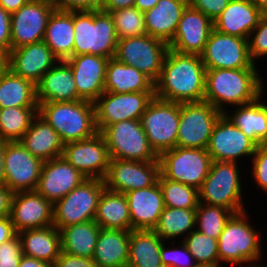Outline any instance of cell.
<instances>
[{
    "mask_svg": "<svg viewBox=\"0 0 267 267\" xmlns=\"http://www.w3.org/2000/svg\"><path fill=\"white\" fill-rule=\"evenodd\" d=\"M118 39L146 35L144 14L135 6L109 12Z\"/></svg>",
    "mask_w": 267,
    "mask_h": 267,
    "instance_id": "44",
    "label": "cell"
},
{
    "mask_svg": "<svg viewBox=\"0 0 267 267\" xmlns=\"http://www.w3.org/2000/svg\"><path fill=\"white\" fill-rule=\"evenodd\" d=\"M105 184L103 179H85L53 204V225L62 228L94 220Z\"/></svg>",
    "mask_w": 267,
    "mask_h": 267,
    "instance_id": "8",
    "label": "cell"
},
{
    "mask_svg": "<svg viewBox=\"0 0 267 267\" xmlns=\"http://www.w3.org/2000/svg\"><path fill=\"white\" fill-rule=\"evenodd\" d=\"M10 218L17 233L53 225V204L36 190L13 193Z\"/></svg>",
    "mask_w": 267,
    "mask_h": 267,
    "instance_id": "21",
    "label": "cell"
},
{
    "mask_svg": "<svg viewBox=\"0 0 267 267\" xmlns=\"http://www.w3.org/2000/svg\"><path fill=\"white\" fill-rule=\"evenodd\" d=\"M263 15L254 0H230L213 22L214 29L223 34L248 39Z\"/></svg>",
    "mask_w": 267,
    "mask_h": 267,
    "instance_id": "26",
    "label": "cell"
},
{
    "mask_svg": "<svg viewBox=\"0 0 267 267\" xmlns=\"http://www.w3.org/2000/svg\"><path fill=\"white\" fill-rule=\"evenodd\" d=\"M196 267H210V266H206V265H197Z\"/></svg>",
    "mask_w": 267,
    "mask_h": 267,
    "instance_id": "63",
    "label": "cell"
},
{
    "mask_svg": "<svg viewBox=\"0 0 267 267\" xmlns=\"http://www.w3.org/2000/svg\"><path fill=\"white\" fill-rule=\"evenodd\" d=\"M53 267H97L92 258L79 257L61 252Z\"/></svg>",
    "mask_w": 267,
    "mask_h": 267,
    "instance_id": "52",
    "label": "cell"
},
{
    "mask_svg": "<svg viewBox=\"0 0 267 267\" xmlns=\"http://www.w3.org/2000/svg\"><path fill=\"white\" fill-rule=\"evenodd\" d=\"M162 240L153 230H131L127 267H164Z\"/></svg>",
    "mask_w": 267,
    "mask_h": 267,
    "instance_id": "36",
    "label": "cell"
},
{
    "mask_svg": "<svg viewBox=\"0 0 267 267\" xmlns=\"http://www.w3.org/2000/svg\"><path fill=\"white\" fill-rule=\"evenodd\" d=\"M263 14H267V0H254Z\"/></svg>",
    "mask_w": 267,
    "mask_h": 267,
    "instance_id": "61",
    "label": "cell"
},
{
    "mask_svg": "<svg viewBox=\"0 0 267 267\" xmlns=\"http://www.w3.org/2000/svg\"><path fill=\"white\" fill-rule=\"evenodd\" d=\"M158 183L163 193L165 207L196 209L199 193L194 187L166 179L159 175Z\"/></svg>",
    "mask_w": 267,
    "mask_h": 267,
    "instance_id": "42",
    "label": "cell"
},
{
    "mask_svg": "<svg viewBox=\"0 0 267 267\" xmlns=\"http://www.w3.org/2000/svg\"><path fill=\"white\" fill-rule=\"evenodd\" d=\"M7 141L0 138V185L4 184L5 171H4V153Z\"/></svg>",
    "mask_w": 267,
    "mask_h": 267,
    "instance_id": "58",
    "label": "cell"
},
{
    "mask_svg": "<svg viewBox=\"0 0 267 267\" xmlns=\"http://www.w3.org/2000/svg\"><path fill=\"white\" fill-rule=\"evenodd\" d=\"M54 7L48 0H30L11 14V50L43 41Z\"/></svg>",
    "mask_w": 267,
    "mask_h": 267,
    "instance_id": "17",
    "label": "cell"
},
{
    "mask_svg": "<svg viewBox=\"0 0 267 267\" xmlns=\"http://www.w3.org/2000/svg\"><path fill=\"white\" fill-rule=\"evenodd\" d=\"M118 38L110 13L101 9L74 11L73 56L115 57Z\"/></svg>",
    "mask_w": 267,
    "mask_h": 267,
    "instance_id": "4",
    "label": "cell"
},
{
    "mask_svg": "<svg viewBox=\"0 0 267 267\" xmlns=\"http://www.w3.org/2000/svg\"><path fill=\"white\" fill-rule=\"evenodd\" d=\"M206 69L257 68L249 55L248 39L213 29L200 55Z\"/></svg>",
    "mask_w": 267,
    "mask_h": 267,
    "instance_id": "14",
    "label": "cell"
},
{
    "mask_svg": "<svg viewBox=\"0 0 267 267\" xmlns=\"http://www.w3.org/2000/svg\"><path fill=\"white\" fill-rule=\"evenodd\" d=\"M43 161L33 156L20 141L7 142L4 153V184L13 192L36 190Z\"/></svg>",
    "mask_w": 267,
    "mask_h": 267,
    "instance_id": "18",
    "label": "cell"
},
{
    "mask_svg": "<svg viewBox=\"0 0 267 267\" xmlns=\"http://www.w3.org/2000/svg\"><path fill=\"white\" fill-rule=\"evenodd\" d=\"M22 254L54 265L62 252L61 233L54 225L18 233Z\"/></svg>",
    "mask_w": 267,
    "mask_h": 267,
    "instance_id": "30",
    "label": "cell"
},
{
    "mask_svg": "<svg viewBox=\"0 0 267 267\" xmlns=\"http://www.w3.org/2000/svg\"><path fill=\"white\" fill-rule=\"evenodd\" d=\"M180 103L154 98L140 118L149 144L159 156L177 145Z\"/></svg>",
    "mask_w": 267,
    "mask_h": 267,
    "instance_id": "9",
    "label": "cell"
},
{
    "mask_svg": "<svg viewBox=\"0 0 267 267\" xmlns=\"http://www.w3.org/2000/svg\"><path fill=\"white\" fill-rule=\"evenodd\" d=\"M247 218V211H243L233 214L226 222L218 238L219 267L222 262L233 267L261 260V233Z\"/></svg>",
    "mask_w": 267,
    "mask_h": 267,
    "instance_id": "5",
    "label": "cell"
},
{
    "mask_svg": "<svg viewBox=\"0 0 267 267\" xmlns=\"http://www.w3.org/2000/svg\"><path fill=\"white\" fill-rule=\"evenodd\" d=\"M58 61L44 41L12 49L7 55V67L35 85Z\"/></svg>",
    "mask_w": 267,
    "mask_h": 267,
    "instance_id": "24",
    "label": "cell"
},
{
    "mask_svg": "<svg viewBox=\"0 0 267 267\" xmlns=\"http://www.w3.org/2000/svg\"><path fill=\"white\" fill-rule=\"evenodd\" d=\"M253 264V265H252ZM257 264V265H256ZM247 265H250V267H267L266 265H259L258 263H256V262H250L249 264L247 263Z\"/></svg>",
    "mask_w": 267,
    "mask_h": 267,
    "instance_id": "62",
    "label": "cell"
},
{
    "mask_svg": "<svg viewBox=\"0 0 267 267\" xmlns=\"http://www.w3.org/2000/svg\"><path fill=\"white\" fill-rule=\"evenodd\" d=\"M18 267H53L50 263L22 254Z\"/></svg>",
    "mask_w": 267,
    "mask_h": 267,
    "instance_id": "56",
    "label": "cell"
},
{
    "mask_svg": "<svg viewBox=\"0 0 267 267\" xmlns=\"http://www.w3.org/2000/svg\"><path fill=\"white\" fill-rule=\"evenodd\" d=\"M230 0H188L191 7L208 16L213 22L228 6Z\"/></svg>",
    "mask_w": 267,
    "mask_h": 267,
    "instance_id": "50",
    "label": "cell"
},
{
    "mask_svg": "<svg viewBox=\"0 0 267 267\" xmlns=\"http://www.w3.org/2000/svg\"><path fill=\"white\" fill-rule=\"evenodd\" d=\"M85 179L82 173L60 156L43 162L36 191L54 204Z\"/></svg>",
    "mask_w": 267,
    "mask_h": 267,
    "instance_id": "22",
    "label": "cell"
},
{
    "mask_svg": "<svg viewBox=\"0 0 267 267\" xmlns=\"http://www.w3.org/2000/svg\"><path fill=\"white\" fill-rule=\"evenodd\" d=\"M94 221L102 229L131 231V218L126 195L105 188L99 199Z\"/></svg>",
    "mask_w": 267,
    "mask_h": 267,
    "instance_id": "35",
    "label": "cell"
},
{
    "mask_svg": "<svg viewBox=\"0 0 267 267\" xmlns=\"http://www.w3.org/2000/svg\"><path fill=\"white\" fill-rule=\"evenodd\" d=\"M160 255L164 267H196L198 265L183 242L180 244V249L179 247L167 248L164 242Z\"/></svg>",
    "mask_w": 267,
    "mask_h": 267,
    "instance_id": "45",
    "label": "cell"
},
{
    "mask_svg": "<svg viewBox=\"0 0 267 267\" xmlns=\"http://www.w3.org/2000/svg\"><path fill=\"white\" fill-rule=\"evenodd\" d=\"M17 234L10 216L0 217V244L13 239Z\"/></svg>",
    "mask_w": 267,
    "mask_h": 267,
    "instance_id": "53",
    "label": "cell"
},
{
    "mask_svg": "<svg viewBox=\"0 0 267 267\" xmlns=\"http://www.w3.org/2000/svg\"><path fill=\"white\" fill-rule=\"evenodd\" d=\"M62 156L87 179H104L111 160L100 132L88 139L65 144Z\"/></svg>",
    "mask_w": 267,
    "mask_h": 267,
    "instance_id": "16",
    "label": "cell"
},
{
    "mask_svg": "<svg viewBox=\"0 0 267 267\" xmlns=\"http://www.w3.org/2000/svg\"><path fill=\"white\" fill-rule=\"evenodd\" d=\"M38 105L36 85L7 68L0 76V109Z\"/></svg>",
    "mask_w": 267,
    "mask_h": 267,
    "instance_id": "37",
    "label": "cell"
},
{
    "mask_svg": "<svg viewBox=\"0 0 267 267\" xmlns=\"http://www.w3.org/2000/svg\"><path fill=\"white\" fill-rule=\"evenodd\" d=\"M135 0H102L100 9L105 12L133 7Z\"/></svg>",
    "mask_w": 267,
    "mask_h": 267,
    "instance_id": "55",
    "label": "cell"
},
{
    "mask_svg": "<svg viewBox=\"0 0 267 267\" xmlns=\"http://www.w3.org/2000/svg\"><path fill=\"white\" fill-rule=\"evenodd\" d=\"M103 135L111 159L130 161H153L158 160L140 120H125L107 126Z\"/></svg>",
    "mask_w": 267,
    "mask_h": 267,
    "instance_id": "10",
    "label": "cell"
},
{
    "mask_svg": "<svg viewBox=\"0 0 267 267\" xmlns=\"http://www.w3.org/2000/svg\"><path fill=\"white\" fill-rule=\"evenodd\" d=\"M160 175L197 190L207 177L212 159L207 149L174 147L158 157Z\"/></svg>",
    "mask_w": 267,
    "mask_h": 267,
    "instance_id": "7",
    "label": "cell"
},
{
    "mask_svg": "<svg viewBox=\"0 0 267 267\" xmlns=\"http://www.w3.org/2000/svg\"><path fill=\"white\" fill-rule=\"evenodd\" d=\"M234 213L223 207L199 203L196 208V229L205 236L217 239Z\"/></svg>",
    "mask_w": 267,
    "mask_h": 267,
    "instance_id": "41",
    "label": "cell"
},
{
    "mask_svg": "<svg viewBox=\"0 0 267 267\" xmlns=\"http://www.w3.org/2000/svg\"><path fill=\"white\" fill-rule=\"evenodd\" d=\"M256 148L257 145L222 114L213 127L207 152L212 161L237 163L241 157H252Z\"/></svg>",
    "mask_w": 267,
    "mask_h": 267,
    "instance_id": "19",
    "label": "cell"
},
{
    "mask_svg": "<svg viewBox=\"0 0 267 267\" xmlns=\"http://www.w3.org/2000/svg\"><path fill=\"white\" fill-rule=\"evenodd\" d=\"M251 161V176L258 187L267 193V143L257 146Z\"/></svg>",
    "mask_w": 267,
    "mask_h": 267,
    "instance_id": "47",
    "label": "cell"
},
{
    "mask_svg": "<svg viewBox=\"0 0 267 267\" xmlns=\"http://www.w3.org/2000/svg\"><path fill=\"white\" fill-rule=\"evenodd\" d=\"M221 115L220 111L206 101L180 103L176 146L207 149L213 127Z\"/></svg>",
    "mask_w": 267,
    "mask_h": 267,
    "instance_id": "12",
    "label": "cell"
},
{
    "mask_svg": "<svg viewBox=\"0 0 267 267\" xmlns=\"http://www.w3.org/2000/svg\"><path fill=\"white\" fill-rule=\"evenodd\" d=\"M43 41L60 61L72 57L74 11L54 10L49 18Z\"/></svg>",
    "mask_w": 267,
    "mask_h": 267,
    "instance_id": "34",
    "label": "cell"
},
{
    "mask_svg": "<svg viewBox=\"0 0 267 267\" xmlns=\"http://www.w3.org/2000/svg\"><path fill=\"white\" fill-rule=\"evenodd\" d=\"M159 0H135V7L141 12H146L156 6Z\"/></svg>",
    "mask_w": 267,
    "mask_h": 267,
    "instance_id": "59",
    "label": "cell"
},
{
    "mask_svg": "<svg viewBox=\"0 0 267 267\" xmlns=\"http://www.w3.org/2000/svg\"><path fill=\"white\" fill-rule=\"evenodd\" d=\"M263 83L257 68L206 69L204 101L224 114L228 105L254 102L264 94Z\"/></svg>",
    "mask_w": 267,
    "mask_h": 267,
    "instance_id": "2",
    "label": "cell"
},
{
    "mask_svg": "<svg viewBox=\"0 0 267 267\" xmlns=\"http://www.w3.org/2000/svg\"><path fill=\"white\" fill-rule=\"evenodd\" d=\"M249 55L254 64L256 59L267 57V14H264L258 26L248 38Z\"/></svg>",
    "mask_w": 267,
    "mask_h": 267,
    "instance_id": "46",
    "label": "cell"
},
{
    "mask_svg": "<svg viewBox=\"0 0 267 267\" xmlns=\"http://www.w3.org/2000/svg\"><path fill=\"white\" fill-rule=\"evenodd\" d=\"M181 242L193 255L198 265L219 267L218 240L193 230Z\"/></svg>",
    "mask_w": 267,
    "mask_h": 267,
    "instance_id": "43",
    "label": "cell"
},
{
    "mask_svg": "<svg viewBox=\"0 0 267 267\" xmlns=\"http://www.w3.org/2000/svg\"><path fill=\"white\" fill-rule=\"evenodd\" d=\"M205 74L200 55L182 54L169 48L155 83V97L176 103L204 101Z\"/></svg>",
    "mask_w": 267,
    "mask_h": 267,
    "instance_id": "1",
    "label": "cell"
},
{
    "mask_svg": "<svg viewBox=\"0 0 267 267\" xmlns=\"http://www.w3.org/2000/svg\"><path fill=\"white\" fill-rule=\"evenodd\" d=\"M22 257V244L18 234L0 244V267H18Z\"/></svg>",
    "mask_w": 267,
    "mask_h": 267,
    "instance_id": "48",
    "label": "cell"
},
{
    "mask_svg": "<svg viewBox=\"0 0 267 267\" xmlns=\"http://www.w3.org/2000/svg\"><path fill=\"white\" fill-rule=\"evenodd\" d=\"M213 29V21L188 4L173 39L168 43L169 48L182 54L201 55Z\"/></svg>",
    "mask_w": 267,
    "mask_h": 267,
    "instance_id": "20",
    "label": "cell"
},
{
    "mask_svg": "<svg viewBox=\"0 0 267 267\" xmlns=\"http://www.w3.org/2000/svg\"><path fill=\"white\" fill-rule=\"evenodd\" d=\"M169 44L148 34L118 39L115 57L148 76L154 83L161 75Z\"/></svg>",
    "mask_w": 267,
    "mask_h": 267,
    "instance_id": "11",
    "label": "cell"
},
{
    "mask_svg": "<svg viewBox=\"0 0 267 267\" xmlns=\"http://www.w3.org/2000/svg\"><path fill=\"white\" fill-rule=\"evenodd\" d=\"M38 114L58 133L64 145L98 132L94 103L87 100L39 103Z\"/></svg>",
    "mask_w": 267,
    "mask_h": 267,
    "instance_id": "3",
    "label": "cell"
},
{
    "mask_svg": "<svg viewBox=\"0 0 267 267\" xmlns=\"http://www.w3.org/2000/svg\"><path fill=\"white\" fill-rule=\"evenodd\" d=\"M11 50V14L0 6V52L9 54Z\"/></svg>",
    "mask_w": 267,
    "mask_h": 267,
    "instance_id": "51",
    "label": "cell"
},
{
    "mask_svg": "<svg viewBox=\"0 0 267 267\" xmlns=\"http://www.w3.org/2000/svg\"><path fill=\"white\" fill-rule=\"evenodd\" d=\"M155 92H107L94 102L95 122L98 132L107 126L125 120H140Z\"/></svg>",
    "mask_w": 267,
    "mask_h": 267,
    "instance_id": "13",
    "label": "cell"
},
{
    "mask_svg": "<svg viewBox=\"0 0 267 267\" xmlns=\"http://www.w3.org/2000/svg\"><path fill=\"white\" fill-rule=\"evenodd\" d=\"M196 209L165 207L153 231L162 239L171 240L187 236L196 227Z\"/></svg>",
    "mask_w": 267,
    "mask_h": 267,
    "instance_id": "39",
    "label": "cell"
},
{
    "mask_svg": "<svg viewBox=\"0 0 267 267\" xmlns=\"http://www.w3.org/2000/svg\"><path fill=\"white\" fill-rule=\"evenodd\" d=\"M238 167L236 162L212 161L209 173L198 190L199 203L223 206L234 214L246 211Z\"/></svg>",
    "mask_w": 267,
    "mask_h": 267,
    "instance_id": "6",
    "label": "cell"
},
{
    "mask_svg": "<svg viewBox=\"0 0 267 267\" xmlns=\"http://www.w3.org/2000/svg\"><path fill=\"white\" fill-rule=\"evenodd\" d=\"M105 91L114 93L155 92V83L133 66L110 58L106 67Z\"/></svg>",
    "mask_w": 267,
    "mask_h": 267,
    "instance_id": "32",
    "label": "cell"
},
{
    "mask_svg": "<svg viewBox=\"0 0 267 267\" xmlns=\"http://www.w3.org/2000/svg\"><path fill=\"white\" fill-rule=\"evenodd\" d=\"M37 102H71L82 100L76 90L71 66L59 60L36 84Z\"/></svg>",
    "mask_w": 267,
    "mask_h": 267,
    "instance_id": "27",
    "label": "cell"
},
{
    "mask_svg": "<svg viewBox=\"0 0 267 267\" xmlns=\"http://www.w3.org/2000/svg\"><path fill=\"white\" fill-rule=\"evenodd\" d=\"M259 96L254 102L237 106L224 115L257 146L267 143V104Z\"/></svg>",
    "mask_w": 267,
    "mask_h": 267,
    "instance_id": "33",
    "label": "cell"
},
{
    "mask_svg": "<svg viewBox=\"0 0 267 267\" xmlns=\"http://www.w3.org/2000/svg\"><path fill=\"white\" fill-rule=\"evenodd\" d=\"M159 175V160L140 162L111 159L103 180L106 189L125 194L155 185Z\"/></svg>",
    "mask_w": 267,
    "mask_h": 267,
    "instance_id": "15",
    "label": "cell"
},
{
    "mask_svg": "<svg viewBox=\"0 0 267 267\" xmlns=\"http://www.w3.org/2000/svg\"><path fill=\"white\" fill-rule=\"evenodd\" d=\"M130 230L100 229L93 260L97 267H127Z\"/></svg>",
    "mask_w": 267,
    "mask_h": 267,
    "instance_id": "31",
    "label": "cell"
},
{
    "mask_svg": "<svg viewBox=\"0 0 267 267\" xmlns=\"http://www.w3.org/2000/svg\"><path fill=\"white\" fill-rule=\"evenodd\" d=\"M13 192L5 185H0V217L9 216Z\"/></svg>",
    "mask_w": 267,
    "mask_h": 267,
    "instance_id": "54",
    "label": "cell"
},
{
    "mask_svg": "<svg viewBox=\"0 0 267 267\" xmlns=\"http://www.w3.org/2000/svg\"><path fill=\"white\" fill-rule=\"evenodd\" d=\"M73 71L78 96L95 102L105 92L106 67L109 59L96 55H77L65 60Z\"/></svg>",
    "mask_w": 267,
    "mask_h": 267,
    "instance_id": "23",
    "label": "cell"
},
{
    "mask_svg": "<svg viewBox=\"0 0 267 267\" xmlns=\"http://www.w3.org/2000/svg\"><path fill=\"white\" fill-rule=\"evenodd\" d=\"M7 68V55L0 52V76Z\"/></svg>",
    "mask_w": 267,
    "mask_h": 267,
    "instance_id": "60",
    "label": "cell"
},
{
    "mask_svg": "<svg viewBox=\"0 0 267 267\" xmlns=\"http://www.w3.org/2000/svg\"><path fill=\"white\" fill-rule=\"evenodd\" d=\"M20 143L43 162L62 156L64 144L58 133L37 114Z\"/></svg>",
    "mask_w": 267,
    "mask_h": 267,
    "instance_id": "29",
    "label": "cell"
},
{
    "mask_svg": "<svg viewBox=\"0 0 267 267\" xmlns=\"http://www.w3.org/2000/svg\"><path fill=\"white\" fill-rule=\"evenodd\" d=\"M37 114L38 107L0 109V138L7 142L20 141Z\"/></svg>",
    "mask_w": 267,
    "mask_h": 267,
    "instance_id": "40",
    "label": "cell"
},
{
    "mask_svg": "<svg viewBox=\"0 0 267 267\" xmlns=\"http://www.w3.org/2000/svg\"><path fill=\"white\" fill-rule=\"evenodd\" d=\"M128 202L131 230H153L165 208L159 183L125 193Z\"/></svg>",
    "mask_w": 267,
    "mask_h": 267,
    "instance_id": "25",
    "label": "cell"
},
{
    "mask_svg": "<svg viewBox=\"0 0 267 267\" xmlns=\"http://www.w3.org/2000/svg\"><path fill=\"white\" fill-rule=\"evenodd\" d=\"M100 229L94 220L62 228V251L74 256L93 258Z\"/></svg>",
    "mask_w": 267,
    "mask_h": 267,
    "instance_id": "38",
    "label": "cell"
},
{
    "mask_svg": "<svg viewBox=\"0 0 267 267\" xmlns=\"http://www.w3.org/2000/svg\"><path fill=\"white\" fill-rule=\"evenodd\" d=\"M55 10L94 11L100 9L102 0H48Z\"/></svg>",
    "mask_w": 267,
    "mask_h": 267,
    "instance_id": "49",
    "label": "cell"
},
{
    "mask_svg": "<svg viewBox=\"0 0 267 267\" xmlns=\"http://www.w3.org/2000/svg\"><path fill=\"white\" fill-rule=\"evenodd\" d=\"M188 4V0H159L143 13L147 34L169 43Z\"/></svg>",
    "mask_w": 267,
    "mask_h": 267,
    "instance_id": "28",
    "label": "cell"
},
{
    "mask_svg": "<svg viewBox=\"0 0 267 267\" xmlns=\"http://www.w3.org/2000/svg\"><path fill=\"white\" fill-rule=\"evenodd\" d=\"M30 0H0V6L10 14L18 11Z\"/></svg>",
    "mask_w": 267,
    "mask_h": 267,
    "instance_id": "57",
    "label": "cell"
}]
</instances>
